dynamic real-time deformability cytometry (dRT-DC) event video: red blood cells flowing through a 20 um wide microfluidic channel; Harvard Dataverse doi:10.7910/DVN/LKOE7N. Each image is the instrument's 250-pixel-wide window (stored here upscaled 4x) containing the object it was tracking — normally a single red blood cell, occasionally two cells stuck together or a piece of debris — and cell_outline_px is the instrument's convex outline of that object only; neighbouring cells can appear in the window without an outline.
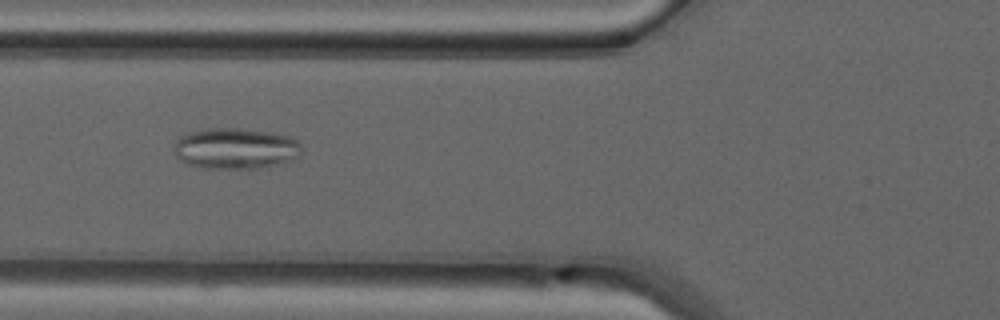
{"species": "common noctule bat (a hibernating species)", "species_latin": "Nyctalus noctula", "temperature_condition": "warm", "stored_images_in_passage": 38, "camera_frame_rate_fps": 3000, "um_per_image_px": 0.085, "animal": {"sex": "male", "forearm_length_mm": 52.5}, "frame": {"image": 1, "passage_image": 7, "time_ms": 2.0, "image_size_px": [1000, 320], "cell_outline_px": [[300, 152], [296, 156], [272, 164], [256, 168], [200, 168], [184, 164], [176, 156], [172, 148], [176, 140], [184, 132], [208, 128], [236, 128], [268, 132], [288, 136], [296, 140], [300, 144]], "centroid_in_image_um": [19.86, 12.6], "position_along_channel_um": 105.9, "area_um2": 30.23}}
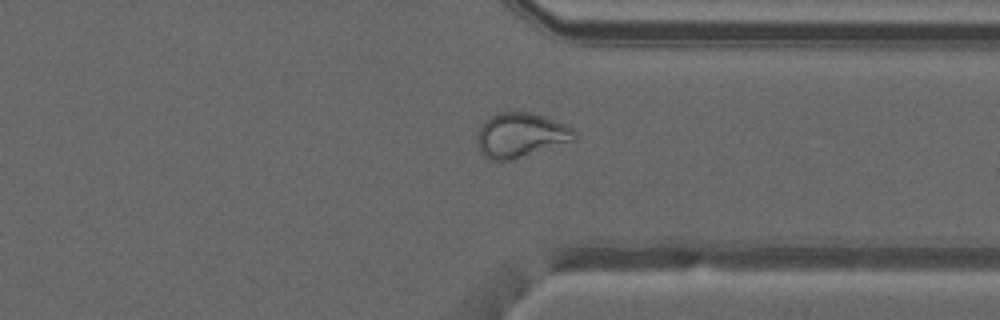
{"frame": {"image": 2, "passage_image": 26, "time_ms": 8.333, "image_size_px": [1000, 320], "cell_outline_px": [[576, 140], [508, 160], [496, 160], [484, 156], [480, 152], [476, 144], [476, 136], [484, 120], [488, 116], [500, 112], [532, 112], [544, 116], [564, 124], [572, 128], [576, 132]], "centroid_in_image_um": [44.23, 11.46], "position_along_channel_um": 367.2, "area_um2": 25.14}}
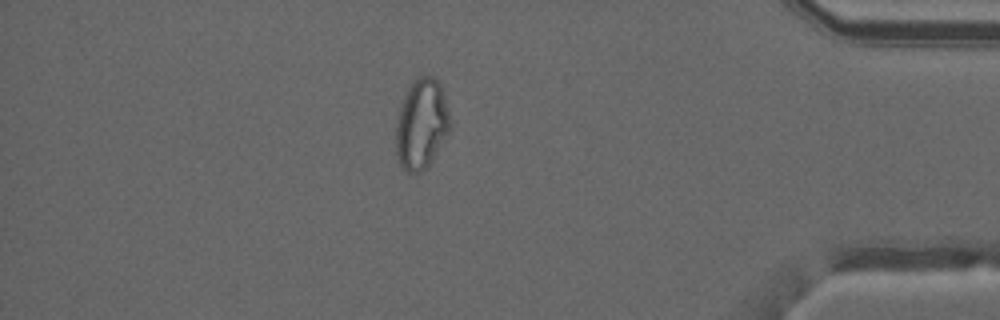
{"frame": {"image": 3, "passage_image": 31, "time_ms": 10.0, "image_size_px": [1000, 320], "cell_outline_px": [[448, 132], [428, 168], [420, 172], [404, 172], [400, 168], [396, 160], [396, 116], [400, 104], [408, 88], [420, 76], [432, 76], [440, 84], [444, 96], [448, 112]], "centroid_in_image_um": [35.77, 10.61], "position_along_channel_um": 399.4, "area_um2": 28.38}, "authors_computed_cell_mechanics": {"area_um2": 27.0504, "velocity_mm_per_s": 4.1239, "shape_relaxation_time_tau1_ms": null, "shape_relaxation_time_tau2_ms": 1.5754, "deformation_change_tau1": null, "deformation_change_tau2": 0.0694}}